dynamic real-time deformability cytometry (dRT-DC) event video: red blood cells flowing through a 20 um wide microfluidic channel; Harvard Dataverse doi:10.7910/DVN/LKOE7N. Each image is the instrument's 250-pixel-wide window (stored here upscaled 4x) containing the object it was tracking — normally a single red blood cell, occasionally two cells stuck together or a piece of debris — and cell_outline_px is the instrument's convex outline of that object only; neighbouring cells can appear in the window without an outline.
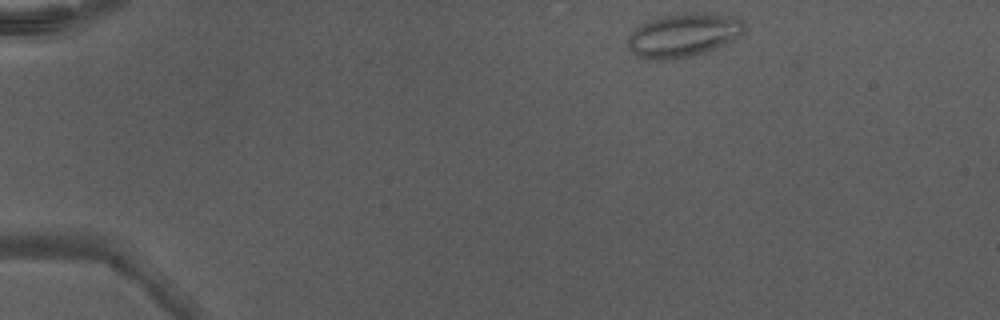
{"species": "Egyptian fruit bat (a non-hibernating species)", "species_latin": "Rousettus aegyptiacus", "temperature_condition": "warm", "stored_images_in_passage": 41, "camera_frame_rate_fps": 3000, "um_per_image_px": 0.085, "animal": {"sex": "male"}, "frame": {"image": 1, "passage_image": 1, "time_ms": 0.0, "image_size_px": [1000, 320], "cell_outline_px": [[744, 32], [732, 40], [716, 48], [692, 56], [672, 60], [648, 60], [636, 56], [628, 48], [628, 36], [640, 24], [648, 20], [660, 16], [684, 12], [704, 12], [736, 16], [744, 20]], "centroid_in_image_um": [58.08, 2.97], "position_along_channel_um": 26.9, "area_um2": 30.17}}
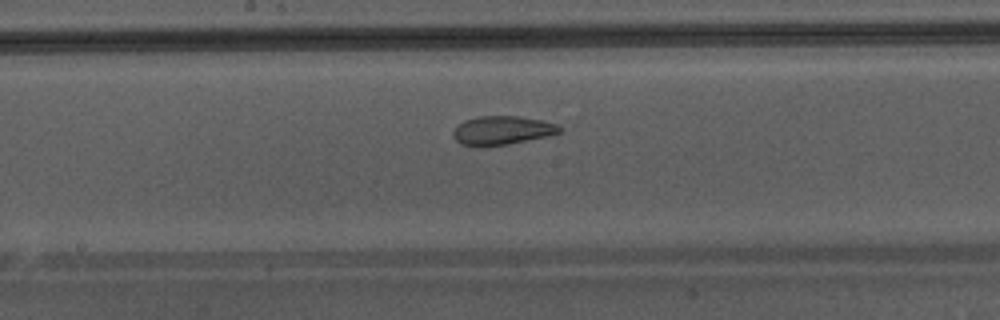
{"frame": {"image": 2, "passage_image": 20, "time_ms": 6.333, "image_size_px": [1000, 320], "cell_outline_px": [[564, 128], [556, 136], [508, 144], [480, 148], [460, 144], [452, 136], [452, 132], [464, 120], [476, 116], [520, 116], [544, 120], [556, 124]], "centroid_in_image_um": [42.74, 11.1], "position_along_channel_um": 205.5, "area_um2": 18.55}}
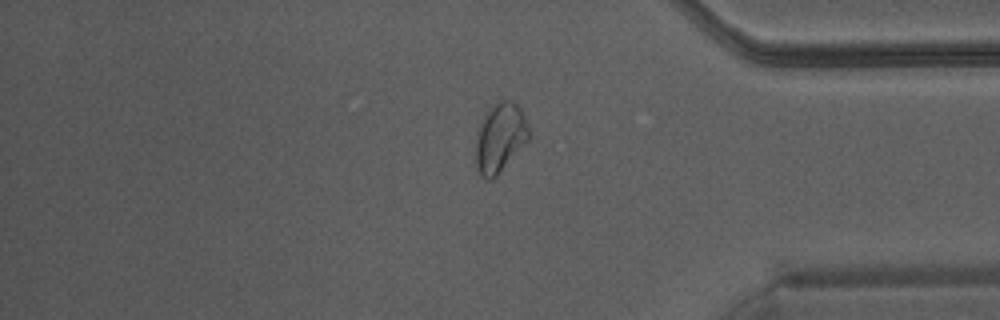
{"frame": {"image": 3, "passage_image": 34, "time_ms": 11.0, "image_size_px": [1000, 320], "cell_outline_px": [[532, 136], [496, 176], [492, 180], [488, 180], [480, 176], [476, 168], [476, 136], [480, 124], [484, 116], [492, 104], [500, 100], [512, 100], [520, 108], [528, 124]], "centroid_in_image_um": [42.51, 11.7], "position_along_channel_um": 392.7, "area_um2": 21.56}, "authors_computed_cell_mechanics": {"area_um2": 20.808, "velocity_mm_per_s": 4.3368, "shape_relaxation_time_tau1_ms": null, "shape_relaxation_time_tau2_ms": 1.197, "deformation_change_tau1": null, "deformation_change_tau2": 0.0543}}